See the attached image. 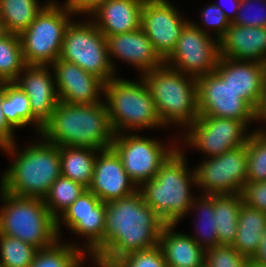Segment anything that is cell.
<instances>
[{
  "label": "cell",
  "mask_w": 266,
  "mask_h": 267,
  "mask_svg": "<svg viewBox=\"0 0 266 267\" xmlns=\"http://www.w3.org/2000/svg\"><path fill=\"white\" fill-rule=\"evenodd\" d=\"M166 223L149 207L138 190L106 203L104 248L94 257L99 267H110L120 257L159 245Z\"/></svg>",
  "instance_id": "1"
},
{
  "label": "cell",
  "mask_w": 266,
  "mask_h": 267,
  "mask_svg": "<svg viewBox=\"0 0 266 267\" xmlns=\"http://www.w3.org/2000/svg\"><path fill=\"white\" fill-rule=\"evenodd\" d=\"M41 134L60 146L110 148L114 138L105 103L68 104L59 101Z\"/></svg>",
  "instance_id": "2"
},
{
  "label": "cell",
  "mask_w": 266,
  "mask_h": 267,
  "mask_svg": "<svg viewBox=\"0 0 266 267\" xmlns=\"http://www.w3.org/2000/svg\"><path fill=\"white\" fill-rule=\"evenodd\" d=\"M184 155L175 150L161 165L156 176L138 189L144 202L166 224H177L188 213L194 201L190 182L196 183L195 173L188 174Z\"/></svg>",
  "instance_id": "3"
},
{
  "label": "cell",
  "mask_w": 266,
  "mask_h": 267,
  "mask_svg": "<svg viewBox=\"0 0 266 267\" xmlns=\"http://www.w3.org/2000/svg\"><path fill=\"white\" fill-rule=\"evenodd\" d=\"M19 154L2 177V190L20 197L44 199L61 175L60 147L45 139Z\"/></svg>",
  "instance_id": "4"
},
{
  "label": "cell",
  "mask_w": 266,
  "mask_h": 267,
  "mask_svg": "<svg viewBox=\"0 0 266 267\" xmlns=\"http://www.w3.org/2000/svg\"><path fill=\"white\" fill-rule=\"evenodd\" d=\"M143 75L163 125L177 122L190 126L197 120L199 111L196 78L165 64ZM187 76L190 78L185 79Z\"/></svg>",
  "instance_id": "5"
},
{
  "label": "cell",
  "mask_w": 266,
  "mask_h": 267,
  "mask_svg": "<svg viewBox=\"0 0 266 267\" xmlns=\"http://www.w3.org/2000/svg\"><path fill=\"white\" fill-rule=\"evenodd\" d=\"M1 192L5 205L0 211V235L15 237L38 249L59 242L56 219L44 199L20 197L2 189Z\"/></svg>",
  "instance_id": "6"
},
{
  "label": "cell",
  "mask_w": 266,
  "mask_h": 267,
  "mask_svg": "<svg viewBox=\"0 0 266 267\" xmlns=\"http://www.w3.org/2000/svg\"><path fill=\"white\" fill-rule=\"evenodd\" d=\"M141 81L143 84L113 78L104 84L106 108L114 134L123 128L164 126L147 84L143 78Z\"/></svg>",
  "instance_id": "7"
},
{
  "label": "cell",
  "mask_w": 266,
  "mask_h": 267,
  "mask_svg": "<svg viewBox=\"0 0 266 267\" xmlns=\"http://www.w3.org/2000/svg\"><path fill=\"white\" fill-rule=\"evenodd\" d=\"M70 13L66 4L59 7L49 2L19 35L26 65L49 66L59 58Z\"/></svg>",
  "instance_id": "8"
},
{
  "label": "cell",
  "mask_w": 266,
  "mask_h": 267,
  "mask_svg": "<svg viewBox=\"0 0 266 267\" xmlns=\"http://www.w3.org/2000/svg\"><path fill=\"white\" fill-rule=\"evenodd\" d=\"M59 59L74 63L104 83L115 76L105 36L93 23L70 22L64 34Z\"/></svg>",
  "instance_id": "9"
},
{
  "label": "cell",
  "mask_w": 266,
  "mask_h": 267,
  "mask_svg": "<svg viewBox=\"0 0 266 267\" xmlns=\"http://www.w3.org/2000/svg\"><path fill=\"white\" fill-rule=\"evenodd\" d=\"M209 36L199 26L188 22L164 64L173 61L175 65L171 66L172 69L190 74L196 79L214 72L221 58L220 45L219 40L215 44Z\"/></svg>",
  "instance_id": "10"
},
{
  "label": "cell",
  "mask_w": 266,
  "mask_h": 267,
  "mask_svg": "<svg viewBox=\"0 0 266 267\" xmlns=\"http://www.w3.org/2000/svg\"><path fill=\"white\" fill-rule=\"evenodd\" d=\"M248 153L245 145L211 157L193 172L206 195L239 194L247 181Z\"/></svg>",
  "instance_id": "11"
},
{
  "label": "cell",
  "mask_w": 266,
  "mask_h": 267,
  "mask_svg": "<svg viewBox=\"0 0 266 267\" xmlns=\"http://www.w3.org/2000/svg\"><path fill=\"white\" fill-rule=\"evenodd\" d=\"M119 136L114 135L111 147L119 155L126 173L136 186L153 179L161 165L176 150L165 149L159 141L149 138Z\"/></svg>",
  "instance_id": "12"
},
{
  "label": "cell",
  "mask_w": 266,
  "mask_h": 267,
  "mask_svg": "<svg viewBox=\"0 0 266 267\" xmlns=\"http://www.w3.org/2000/svg\"><path fill=\"white\" fill-rule=\"evenodd\" d=\"M196 82L199 117L234 119L245 125L256 120V111L215 72L198 77Z\"/></svg>",
  "instance_id": "13"
},
{
  "label": "cell",
  "mask_w": 266,
  "mask_h": 267,
  "mask_svg": "<svg viewBox=\"0 0 266 267\" xmlns=\"http://www.w3.org/2000/svg\"><path fill=\"white\" fill-rule=\"evenodd\" d=\"M246 126L243 122L234 119L198 117L188 126L191 129L185 141L215 157L245 145L249 137V134L244 136Z\"/></svg>",
  "instance_id": "14"
},
{
  "label": "cell",
  "mask_w": 266,
  "mask_h": 267,
  "mask_svg": "<svg viewBox=\"0 0 266 267\" xmlns=\"http://www.w3.org/2000/svg\"><path fill=\"white\" fill-rule=\"evenodd\" d=\"M106 203L88 189L62 214L69 229L88 237V250L95 257L104 248Z\"/></svg>",
  "instance_id": "15"
},
{
  "label": "cell",
  "mask_w": 266,
  "mask_h": 267,
  "mask_svg": "<svg viewBox=\"0 0 266 267\" xmlns=\"http://www.w3.org/2000/svg\"><path fill=\"white\" fill-rule=\"evenodd\" d=\"M179 16L168 1H145L143 4L140 28L163 60L174 50L182 29L188 23Z\"/></svg>",
  "instance_id": "16"
},
{
  "label": "cell",
  "mask_w": 266,
  "mask_h": 267,
  "mask_svg": "<svg viewBox=\"0 0 266 267\" xmlns=\"http://www.w3.org/2000/svg\"><path fill=\"white\" fill-rule=\"evenodd\" d=\"M214 72L257 111L266 88L265 64L221 57Z\"/></svg>",
  "instance_id": "17"
},
{
  "label": "cell",
  "mask_w": 266,
  "mask_h": 267,
  "mask_svg": "<svg viewBox=\"0 0 266 267\" xmlns=\"http://www.w3.org/2000/svg\"><path fill=\"white\" fill-rule=\"evenodd\" d=\"M99 152L101 156H96L92 181L87 189L105 203L138 191V187L136 189L135 183L126 173L117 152L112 147Z\"/></svg>",
  "instance_id": "18"
},
{
  "label": "cell",
  "mask_w": 266,
  "mask_h": 267,
  "mask_svg": "<svg viewBox=\"0 0 266 267\" xmlns=\"http://www.w3.org/2000/svg\"><path fill=\"white\" fill-rule=\"evenodd\" d=\"M59 101L68 104L99 103L104 82L74 63L57 59L53 64ZM100 92V93H99Z\"/></svg>",
  "instance_id": "19"
},
{
  "label": "cell",
  "mask_w": 266,
  "mask_h": 267,
  "mask_svg": "<svg viewBox=\"0 0 266 267\" xmlns=\"http://www.w3.org/2000/svg\"><path fill=\"white\" fill-rule=\"evenodd\" d=\"M23 79L16 84L29 98L32 115L44 126L52 117L59 103L57 90L47 66L26 65Z\"/></svg>",
  "instance_id": "20"
},
{
  "label": "cell",
  "mask_w": 266,
  "mask_h": 267,
  "mask_svg": "<svg viewBox=\"0 0 266 267\" xmlns=\"http://www.w3.org/2000/svg\"><path fill=\"white\" fill-rule=\"evenodd\" d=\"M221 57L238 61H266V27H248L231 22L219 39ZM254 59V60H253Z\"/></svg>",
  "instance_id": "21"
},
{
  "label": "cell",
  "mask_w": 266,
  "mask_h": 267,
  "mask_svg": "<svg viewBox=\"0 0 266 267\" xmlns=\"http://www.w3.org/2000/svg\"><path fill=\"white\" fill-rule=\"evenodd\" d=\"M108 54L134 64L144 73L164 64V60L154 50L144 31L138 30L117 35L105 36Z\"/></svg>",
  "instance_id": "22"
},
{
  "label": "cell",
  "mask_w": 266,
  "mask_h": 267,
  "mask_svg": "<svg viewBox=\"0 0 266 267\" xmlns=\"http://www.w3.org/2000/svg\"><path fill=\"white\" fill-rule=\"evenodd\" d=\"M144 2V0H106L93 10L92 15L98 19L94 24L104 36L138 30Z\"/></svg>",
  "instance_id": "23"
},
{
  "label": "cell",
  "mask_w": 266,
  "mask_h": 267,
  "mask_svg": "<svg viewBox=\"0 0 266 267\" xmlns=\"http://www.w3.org/2000/svg\"><path fill=\"white\" fill-rule=\"evenodd\" d=\"M175 224H166L159 235V246L167 266L204 267L206 249L197 237L172 233Z\"/></svg>",
  "instance_id": "24"
},
{
  "label": "cell",
  "mask_w": 266,
  "mask_h": 267,
  "mask_svg": "<svg viewBox=\"0 0 266 267\" xmlns=\"http://www.w3.org/2000/svg\"><path fill=\"white\" fill-rule=\"evenodd\" d=\"M266 230V213L242 204L238 217V228L233 247L252 259L258 252Z\"/></svg>",
  "instance_id": "25"
},
{
  "label": "cell",
  "mask_w": 266,
  "mask_h": 267,
  "mask_svg": "<svg viewBox=\"0 0 266 267\" xmlns=\"http://www.w3.org/2000/svg\"><path fill=\"white\" fill-rule=\"evenodd\" d=\"M94 150L87 147L60 146L61 175L88 188L96 160Z\"/></svg>",
  "instance_id": "26"
},
{
  "label": "cell",
  "mask_w": 266,
  "mask_h": 267,
  "mask_svg": "<svg viewBox=\"0 0 266 267\" xmlns=\"http://www.w3.org/2000/svg\"><path fill=\"white\" fill-rule=\"evenodd\" d=\"M242 204L240 193L214 195L218 245H233L237 235L238 217Z\"/></svg>",
  "instance_id": "27"
},
{
  "label": "cell",
  "mask_w": 266,
  "mask_h": 267,
  "mask_svg": "<svg viewBox=\"0 0 266 267\" xmlns=\"http://www.w3.org/2000/svg\"><path fill=\"white\" fill-rule=\"evenodd\" d=\"M2 109L8 124L13 129L35 122L38 132H42L44 126L32 115L28 96L13 82H5Z\"/></svg>",
  "instance_id": "28"
},
{
  "label": "cell",
  "mask_w": 266,
  "mask_h": 267,
  "mask_svg": "<svg viewBox=\"0 0 266 267\" xmlns=\"http://www.w3.org/2000/svg\"><path fill=\"white\" fill-rule=\"evenodd\" d=\"M44 7L37 0H0V17L9 33L20 35Z\"/></svg>",
  "instance_id": "29"
},
{
  "label": "cell",
  "mask_w": 266,
  "mask_h": 267,
  "mask_svg": "<svg viewBox=\"0 0 266 267\" xmlns=\"http://www.w3.org/2000/svg\"><path fill=\"white\" fill-rule=\"evenodd\" d=\"M86 190L87 188L82 184L62 175L53 182L50 191L44 198V202L50 214L56 219L57 233L59 231V221H61L57 211L61 209L63 213Z\"/></svg>",
  "instance_id": "30"
},
{
  "label": "cell",
  "mask_w": 266,
  "mask_h": 267,
  "mask_svg": "<svg viewBox=\"0 0 266 267\" xmlns=\"http://www.w3.org/2000/svg\"><path fill=\"white\" fill-rule=\"evenodd\" d=\"M25 66L19 35L8 33L0 38V81L14 82Z\"/></svg>",
  "instance_id": "31"
},
{
  "label": "cell",
  "mask_w": 266,
  "mask_h": 267,
  "mask_svg": "<svg viewBox=\"0 0 266 267\" xmlns=\"http://www.w3.org/2000/svg\"><path fill=\"white\" fill-rule=\"evenodd\" d=\"M83 255L74 245H61L57 241L47 248L38 249L29 267H80Z\"/></svg>",
  "instance_id": "32"
},
{
  "label": "cell",
  "mask_w": 266,
  "mask_h": 267,
  "mask_svg": "<svg viewBox=\"0 0 266 267\" xmlns=\"http://www.w3.org/2000/svg\"><path fill=\"white\" fill-rule=\"evenodd\" d=\"M38 248L15 237L0 235V265L2 267H29Z\"/></svg>",
  "instance_id": "33"
},
{
  "label": "cell",
  "mask_w": 266,
  "mask_h": 267,
  "mask_svg": "<svg viewBox=\"0 0 266 267\" xmlns=\"http://www.w3.org/2000/svg\"><path fill=\"white\" fill-rule=\"evenodd\" d=\"M248 168L247 181H266V134L257 130L247 139Z\"/></svg>",
  "instance_id": "34"
},
{
  "label": "cell",
  "mask_w": 266,
  "mask_h": 267,
  "mask_svg": "<svg viewBox=\"0 0 266 267\" xmlns=\"http://www.w3.org/2000/svg\"><path fill=\"white\" fill-rule=\"evenodd\" d=\"M110 267H167L159 245L141 251L128 253L117 259Z\"/></svg>",
  "instance_id": "35"
},
{
  "label": "cell",
  "mask_w": 266,
  "mask_h": 267,
  "mask_svg": "<svg viewBox=\"0 0 266 267\" xmlns=\"http://www.w3.org/2000/svg\"><path fill=\"white\" fill-rule=\"evenodd\" d=\"M250 258L243 256L231 245H217L206 249L205 267H246Z\"/></svg>",
  "instance_id": "36"
},
{
  "label": "cell",
  "mask_w": 266,
  "mask_h": 267,
  "mask_svg": "<svg viewBox=\"0 0 266 267\" xmlns=\"http://www.w3.org/2000/svg\"><path fill=\"white\" fill-rule=\"evenodd\" d=\"M199 202H196L194 200L192 206L196 205L197 208L199 206H200L199 209L201 208L203 217L201 218V224L204 225V226L202 225L201 227L202 229L204 228L205 229L200 231L203 233L202 237L205 238L202 239V241L205 240L204 241L205 242L204 244H206L205 248L209 249L218 245L217 227H216L215 213H214V195H205V197L204 198L202 197V199Z\"/></svg>",
  "instance_id": "37"
},
{
  "label": "cell",
  "mask_w": 266,
  "mask_h": 267,
  "mask_svg": "<svg viewBox=\"0 0 266 267\" xmlns=\"http://www.w3.org/2000/svg\"><path fill=\"white\" fill-rule=\"evenodd\" d=\"M240 194L244 204L266 213V181H246Z\"/></svg>",
  "instance_id": "38"
},
{
  "label": "cell",
  "mask_w": 266,
  "mask_h": 267,
  "mask_svg": "<svg viewBox=\"0 0 266 267\" xmlns=\"http://www.w3.org/2000/svg\"><path fill=\"white\" fill-rule=\"evenodd\" d=\"M227 13L217 4L210 5L202 12L203 23H206L207 26H215V29L217 28V40L225 34L232 22V15Z\"/></svg>",
  "instance_id": "39"
},
{
  "label": "cell",
  "mask_w": 266,
  "mask_h": 267,
  "mask_svg": "<svg viewBox=\"0 0 266 267\" xmlns=\"http://www.w3.org/2000/svg\"><path fill=\"white\" fill-rule=\"evenodd\" d=\"M253 1L255 2V0H253ZM262 1H264V0H262ZM234 2H235L234 8H233L234 12H236V10L237 11L240 10V12H241V11H243L242 9L245 10V8L250 5L252 0H234ZM240 12H238L237 14H233V16H232V23L233 24L240 25V26H248V27H266V13L264 15H262V13H261L260 16L259 15L256 16V15L252 14V16H253L252 17L248 14H245L242 12L240 13ZM243 12H245V11H243Z\"/></svg>",
  "instance_id": "40"
},
{
  "label": "cell",
  "mask_w": 266,
  "mask_h": 267,
  "mask_svg": "<svg viewBox=\"0 0 266 267\" xmlns=\"http://www.w3.org/2000/svg\"><path fill=\"white\" fill-rule=\"evenodd\" d=\"M5 96V82H0V147L10 154H15L13 128L8 124L2 109Z\"/></svg>",
  "instance_id": "41"
},
{
  "label": "cell",
  "mask_w": 266,
  "mask_h": 267,
  "mask_svg": "<svg viewBox=\"0 0 266 267\" xmlns=\"http://www.w3.org/2000/svg\"><path fill=\"white\" fill-rule=\"evenodd\" d=\"M106 0H67L66 6L73 13H92L102 2Z\"/></svg>",
  "instance_id": "42"
},
{
  "label": "cell",
  "mask_w": 266,
  "mask_h": 267,
  "mask_svg": "<svg viewBox=\"0 0 266 267\" xmlns=\"http://www.w3.org/2000/svg\"><path fill=\"white\" fill-rule=\"evenodd\" d=\"M252 259L266 266V230L263 233V238L260 243L259 250Z\"/></svg>",
  "instance_id": "43"
},
{
  "label": "cell",
  "mask_w": 266,
  "mask_h": 267,
  "mask_svg": "<svg viewBox=\"0 0 266 267\" xmlns=\"http://www.w3.org/2000/svg\"><path fill=\"white\" fill-rule=\"evenodd\" d=\"M263 118L266 120V88L261 103L256 111V120ZM264 134H266V132Z\"/></svg>",
  "instance_id": "44"
},
{
  "label": "cell",
  "mask_w": 266,
  "mask_h": 267,
  "mask_svg": "<svg viewBox=\"0 0 266 267\" xmlns=\"http://www.w3.org/2000/svg\"><path fill=\"white\" fill-rule=\"evenodd\" d=\"M8 30L5 26L3 19L0 17V38L5 37L8 34Z\"/></svg>",
  "instance_id": "45"
},
{
  "label": "cell",
  "mask_w": 266,
  "mask_h": 267,
  "mask_svg": "<svg viewBox=\"0 0 266 267\" xmlns=\"http://www.w3.org/2000/svg\"><path fill=\"white\" fill-rule=\"evenodd\" d=\"M246 267H266V266L254 261L253 259H249V261L246 264Z\"/></svg>",
  "instance_id": "46"
},
{
  "label": "cell",
  "mask_w": 266,
  "mask_h": 267,
  "mask_svg": "<svg viewBox=\"0 0 266 267\" xmlns=\"http://www.w3.org/2000/svg\"><path fill=\"white\" fill-rule=\"evenodd\" d=\"M148 2H167V0H144Z\"/></svg>",
  "instance_id": "47"
},
{
  "label": "cell",
  "mask_w": 266,
  "mask_h": 267,
  "mask_svg": "<svg viewBox=\"0 0 266 267\" xmlns=\"http://www.w3.org/2000/svg\"><path fill=\"white\" fill-rule=\"evenodd\" d=\"M264 64H265V78H266V61H265V63H264Z\"/></svg>",
  "instance_id": "48"
}]
</instances>
